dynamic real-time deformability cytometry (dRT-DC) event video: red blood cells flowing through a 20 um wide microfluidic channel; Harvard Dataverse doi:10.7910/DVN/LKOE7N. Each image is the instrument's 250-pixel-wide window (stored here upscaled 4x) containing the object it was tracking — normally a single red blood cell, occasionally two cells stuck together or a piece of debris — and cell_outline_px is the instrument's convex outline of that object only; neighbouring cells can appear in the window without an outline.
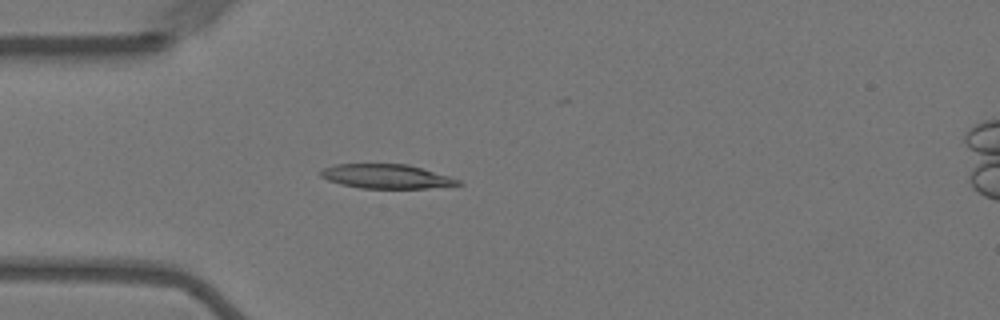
{"species": "Egyptian fruit bat (a non-hibernating species)", "species_latin": "Rousettus aegyptiacus", "temperature_condition": "warm", "stored_images_in_passage": 49, "camera_frame_rate_fps": 3000, "um_per_image_px": 0.085, "animal": {"sex": "female"}, "frame": {"image": 1, "passage_image": 8, "time_ms": 2.333, "image_size_px": [1000, 320], "cell_outline_px": [[464, 184], [428, 188], [360, 188], [340, 184], [328, 180], [320, 176], [320, 172], [324, 168], [336, 164], [408, 164], [448, 176], [460, 180]], "centroid_in_image_um": [32.83, 14.99], "position_along_channel_um": 52.2, "area_um2": 19.25}}
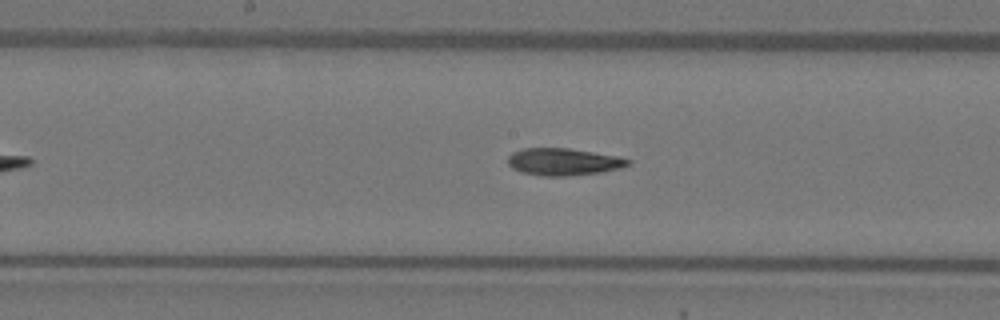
{"frame": {"image": 2, "passage_image": 21, "time_ms": 6.667, "image_size_px": [1000, 320], "cell_outline_px": [[632, 164], [620, 168], [600, 172], [564, 176], [540, 176], [520, 172], [512, 168], [508, 164], [508, 156], [512, 152], [524, 148], [568, 148], [616, 156], [632, 160]], "centroid_in_image_um": [47.87, 13.75], "position_along_channel_um": 200.3, "area_um2": 19.02}}
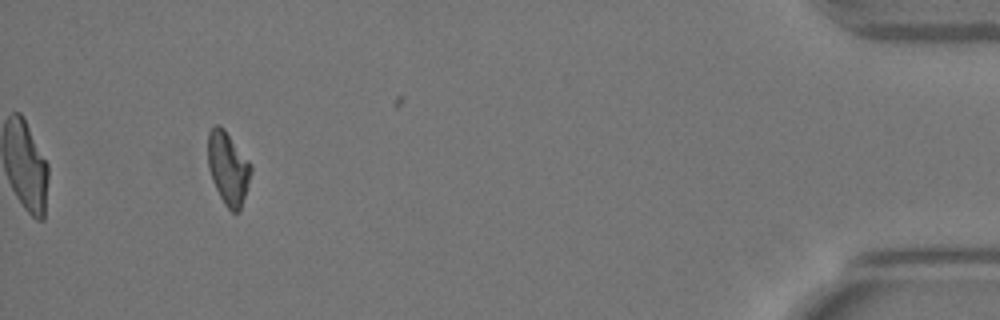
{"frame": {"image": 3, "passage_image": 45, "time_ms": 14.667, "image_size_px": [1000, 320], "cell_outline_px": [[252, 172], [240, 212], [232, 212], [224, 204], [212, 180], [208, 168], [208, 132], [216, 124], [224, 128], [252, 164]], "centroid_in_image_um": [19.4, 14.3], "position_along_channel_um": 415.8, "area_um2": 18.38}, "authors_computed_cell_mechanics": {"area_um2": 18.785, "velocity_mm_per_s": 3.5878, "shape_relaxation_time_tau1_ms": null, "shape_relaxation_time_tau2_ms": 3.083, "deformation_change_tau1": null, "deformation_change_tau2": 0.0918}}